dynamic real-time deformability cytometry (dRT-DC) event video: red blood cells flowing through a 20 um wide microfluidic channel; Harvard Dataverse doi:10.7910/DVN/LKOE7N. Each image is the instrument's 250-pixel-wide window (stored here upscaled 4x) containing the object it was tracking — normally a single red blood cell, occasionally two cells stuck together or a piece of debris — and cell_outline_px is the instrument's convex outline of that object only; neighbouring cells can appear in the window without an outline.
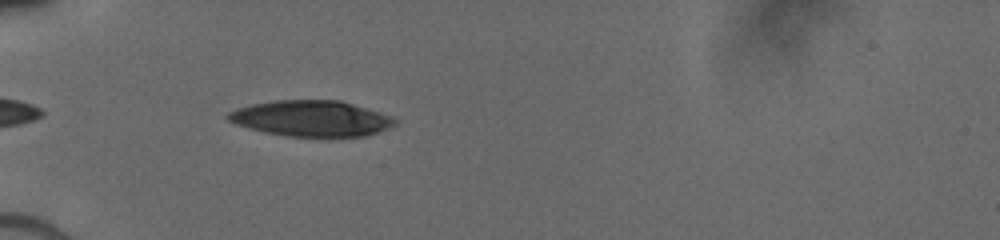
{"species": "human", "species_latin": "Homo sapiens", "temperature_condition": "cold", "stored_images_in_passage": 6, "camera_frame_rate_fps": 3000, "um_per_image_px": 0.085, "donor": {"sex": "male"}, "frame": {"image": 1, "passage_image": 4, "time_ms": 2.0, "image_size_px": [1000, 240], "cell_outline_px": [[396, 124], [388, 128], [368, 136], [288, 136], [264, 132], [248, 128], [236, 124], [228, 120], [224, 116], [228, 112], [236, 108], [252, 104], [272, 100], [340, 100], [380, 112], [392, 116], [396, 120]], "centroid_in_image_um": [26.43, 10.06], "position_along_channel_um": 58.6, "area_um2": 34.91}}
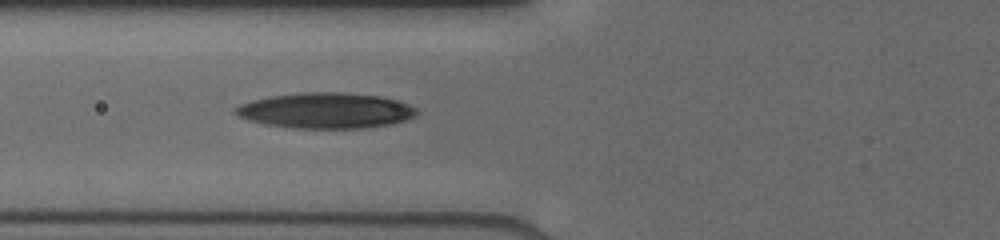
{"frame": {"image": 2, "passage_image": 6, "time_ms": 3.333, "image_size_px": [1000, 240], "cell_outline_px": [[416, 116], [392, 124], [368, 128], [292, 128], [268, 124], [248, 120], [236, 116], [232, 112], [232, 108], [240, 104], [252, 100], [272, 96], [300, 92], [340, 92], [380, 96], [396, 100], [416, 108]], "centroid_in_image_um": [27.64, 9.4], "position_along_channel_um": 98.2, "area_um2": 37.69}}